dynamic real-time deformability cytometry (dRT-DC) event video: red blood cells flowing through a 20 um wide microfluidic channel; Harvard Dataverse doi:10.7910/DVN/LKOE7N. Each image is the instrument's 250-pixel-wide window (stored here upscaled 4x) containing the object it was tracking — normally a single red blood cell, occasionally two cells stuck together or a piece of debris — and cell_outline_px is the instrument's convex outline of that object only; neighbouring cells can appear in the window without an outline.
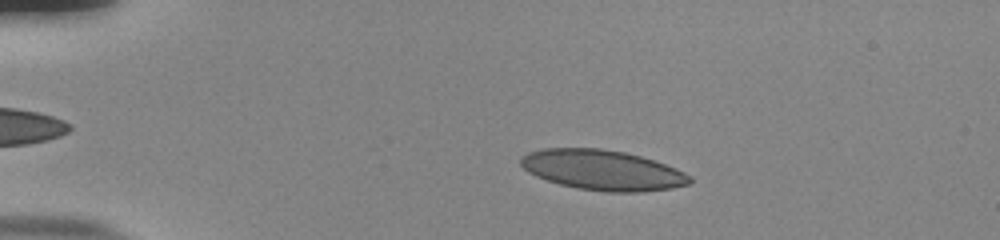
{"species": "human", "species_latin": "Homo sapiens", "temperature_condition": "room temperature", "stored_images_in_passage": 53, "camera_frame_rate_fps": 3000, "um_per_image_px": 0.085, "donor": {"sex": "male"}, "frame": {"image": 1, "passage_image": 11, "time_ms": 3.333, "image_size_px": [1000, 240], "cell_outline_px": [[692, 184], [672, 188], [640, 192], [604, 192], [576, 188], [560, 184], [536, 176], [528, 172], [520, 164], [520, 156], [528, 152], [544, 148], [600, 148], [624, 152], [640, 156], [676, 168], [692, 176]], "centroid_in_image_um": [51.22, 14.46], "position_along_channel_um": 33.8, "area_um2": 39.71}}
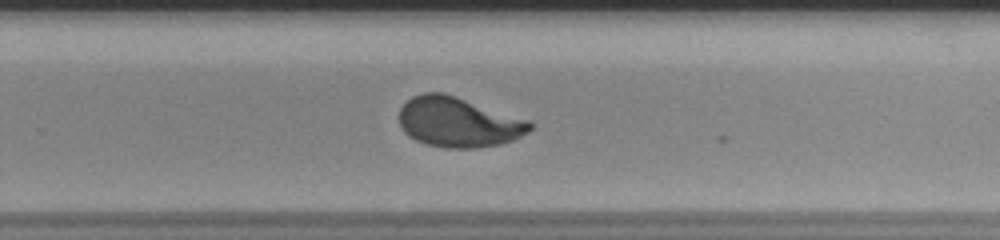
{"frame": {"image": 2, "passage_image": 36, "time_ms": 11.667, "image_size_px": [1000, 240], "cell_outline_px": [[532, 128], [528, 132], [512, 140], [500, 144], [480, 148], [448, 148], [428, 144], [416, 140], [408, 136], [400, 128], [400, 108], [412, 96], [424, 92], [444, 92], [528, 120], [532, 124]], "centroid_in_image_um": [38.94, 10.38], "position_along_channel_um": 290.9, "area_um2": 37.97}}
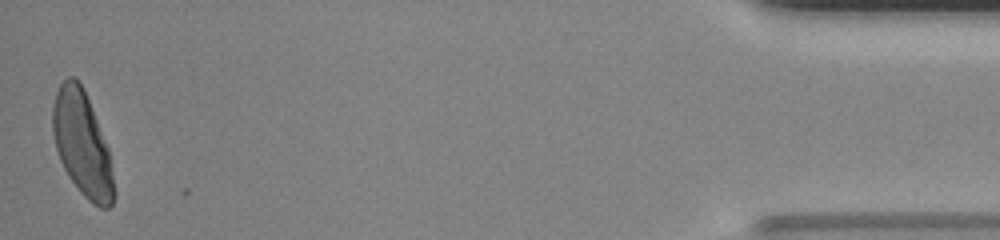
{"frame": {"image": 3, "passage_image": 53, "time_ms": 17.333, "image_size_px": [1000, 240], "cell_outline_px": [[116, 196], [112, 204], [108, 208], [100, 208], [92, 204], [80, 192], [68, 176], [60, 160], [56, 148], [52, 132], [52, 108], [56, 92], [60, 84], [68, 76], [76, 76], [84, 88], [108, 148], [116, 192]], "centroid_in_image_um": [6.99, 12.24], "position_along_channel_um": 428.2, "area_um2": 37.51}, "authors_computed_cell_mechanics": {"area_um2": 38.2636, "velocity_mm_per_s": 3.8514, "shape_relaxation_time_tau1_ms": 3.8309, "shape_relaxation_time_tau2_ms": null, "deformation_change_tau1": 0.2025, "deformation_change_tau2": null}}